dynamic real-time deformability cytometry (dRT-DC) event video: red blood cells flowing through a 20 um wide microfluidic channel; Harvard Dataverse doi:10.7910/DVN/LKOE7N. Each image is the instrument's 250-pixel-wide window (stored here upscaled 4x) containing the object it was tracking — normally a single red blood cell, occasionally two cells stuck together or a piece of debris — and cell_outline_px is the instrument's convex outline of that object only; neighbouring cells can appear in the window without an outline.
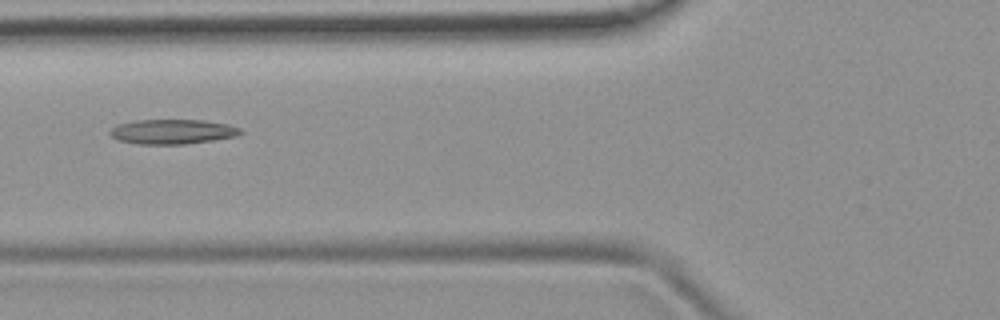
{"species": "common noctule bat (a hibernating species)", "species_latin": "Nyctalus noctula", "temperature_condition": "room temperature", "stored_images_in_passage": 51, "camera_frame_rate_fps": 3000, "um_per_image_px": 0.085, "animal": {"sex": "female", "body_mass_g": 19.9}, "frame": {"image": 1, "passage_image": 19, "time_ms": 6.0, "image_size_px": [1000, 320], "cell_outline_px": [[244, 132], [236, 136], [212, 140], [184, 144], [136, 144], [116, 140], [108, 132], [116, 124], [136, 120], [204, 120], [228, 124], [240, 128]], "centroid_in_image_um": [14.63, 11.19], "position_along_channel_um": 111.2, "area_um2": 18.9}}
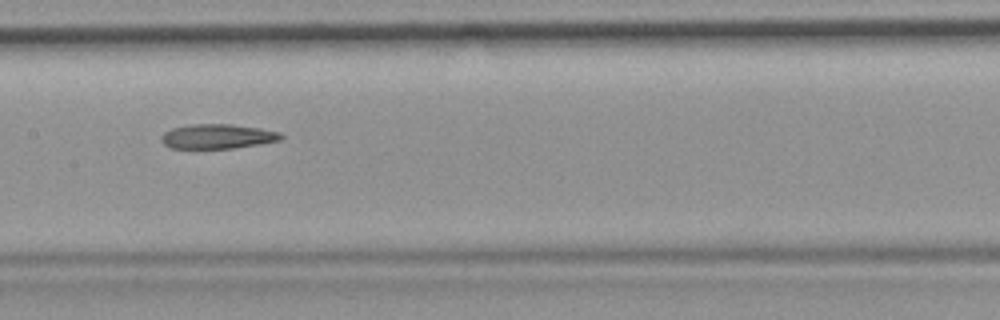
{"frame": {"image": 2, "passage_image": 25, "time_ms": 8.0, "image_size_px": [1000, 320], "cell_outline_px": [[284, 136], [280, 140], [260, 144], [232, 148], [172, 148], [164, 144], [160, 140], [160, 136], [164, 132], [172, 128], [188, 124], [232, 124], [260, 128], [280, 132]], "centroid_in_image_um": [18.48, 11.58], "position_along_channel_um": 188.9, "area_um2": 17.22}}
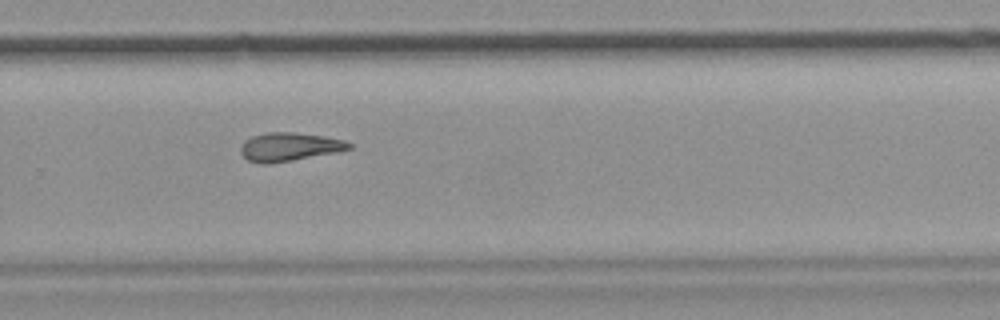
{"frame": {"image": 3, "passage_image": 34, "time_ms": 11.0, "image_size_px": [1000, 320], "cell_outline_px": [[352, 148], [336, 152], [292, 160], [268, 164], [260, 164], [248, 160], [240, 152], [240, 148], [244, 140], [252, 136], [264, 132], [296, 132], [324, 136], [344, 140], [352, 144]], "centroid_in_image_um": [24.56, 12.47], "position_along_channel_um": 305.2, "area_um2": 18.03}, "authors_computed_cell_mechanics": {"area_um2": 18.5538, "velocity_mm_per_s": 3.886, "shape_relaxation_time_tau1_ms": null, "shape_relaxation_time_tau2_ms": 6.9773, "deformation_change_tau1": null, "deformation_change_tau2": 0.1917}}